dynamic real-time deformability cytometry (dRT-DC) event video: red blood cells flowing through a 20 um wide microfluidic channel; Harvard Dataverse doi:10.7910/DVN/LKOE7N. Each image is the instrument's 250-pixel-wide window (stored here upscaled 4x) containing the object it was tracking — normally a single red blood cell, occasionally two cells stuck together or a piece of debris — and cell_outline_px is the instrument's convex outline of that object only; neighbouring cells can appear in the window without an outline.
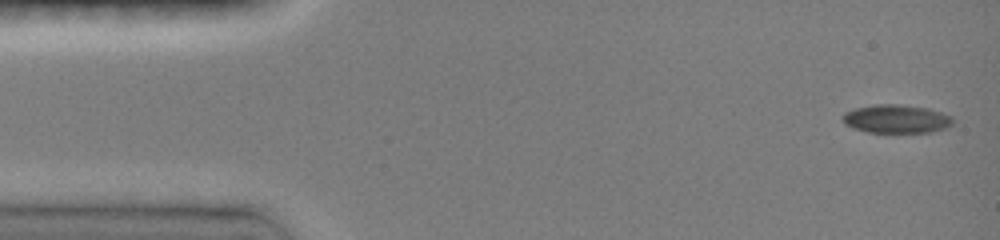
{"species": "common noctule bat (a hibernating species)", "species_latin": "Nyctalus noctula", "temperature_condition": "room temperature", "stored_images_in_passage": 17, "camera_frame_rate_fps": 3000, "um_per_image_px": 0.085, "animal": {"sex": "female", "body_mass_g": 19.0, "forearm_length_mm": 51.5}, "frame": {"image": 1, "passage_image": 1, "time_ms": 0.0, "image_size_px": [1000, 240], "cell_outline_px": [[952, 124], [948, 128], [932, 132], [868, 132], [852, 128], [844, 124], [844, 112], [856, 108], [876, 104], [900, 104], [928, 108], [952, 116]], "centroid_in_image_um": [76.21, 10.11], "position_along_channel_um": 8.8, "area_um2": 18.26}}
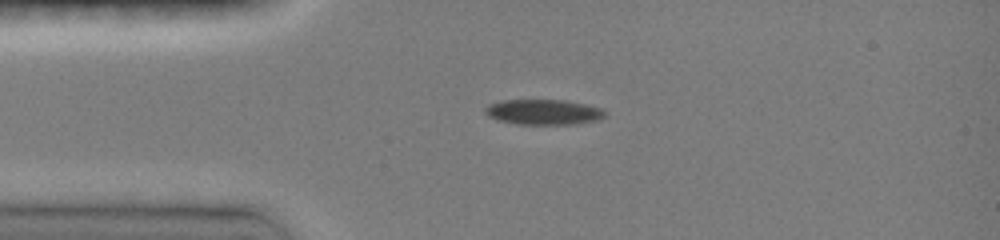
{"frame": {"image": 2, "passage_image": 11, "time_ms": 3.0, "image_size_px": [1000, 240], "cell_outline_px": [[608, 112], [600, 120], [572, 124], [516, 124], [496, 120], [488, 116], [484, 112], [484, 108], [488, 104], [504, 100], [564, 100], [604, 108]], "centroid_in_image_um": [46.21, 9.52], "position_along_channel_um": 38.8, "area_um2": 17.86}}